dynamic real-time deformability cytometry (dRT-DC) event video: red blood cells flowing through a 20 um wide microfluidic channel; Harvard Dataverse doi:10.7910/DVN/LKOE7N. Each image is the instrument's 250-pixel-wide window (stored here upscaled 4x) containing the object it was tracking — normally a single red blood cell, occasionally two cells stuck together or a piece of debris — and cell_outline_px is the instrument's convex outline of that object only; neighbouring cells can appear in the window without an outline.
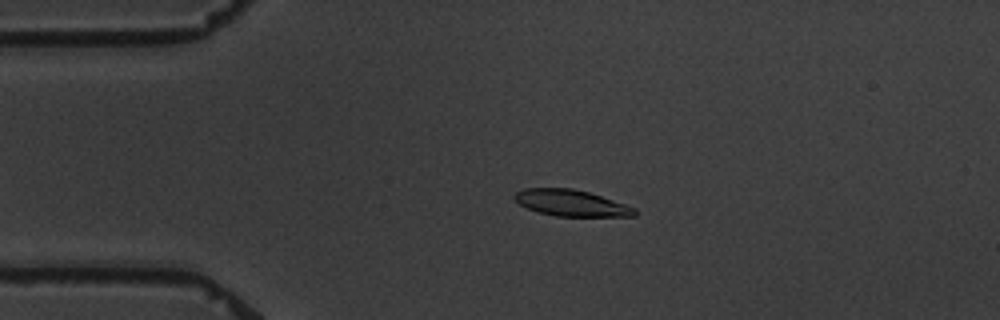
{"species": "common noctule bat (a hibernating species)", "species_latin": "Nyctalus noctula", "temperature_condition": "warm", "stored_images_in_passage": 4, "camera_frame_rate_fps": 3000, "um_per_image_px": 0.085, "animal": {"sex": "male", "body_mass_g": 19.5, "forearm_length_mm": 54.6}, "frame": {"image": 1, "passage_image": 3, "time_ms": 3.0, "image_size_px": [1000, 320], "cell_outline_px": [[636, 216], [556, 216], [536, 212], [520, 204], [512, 196], [516, 192], [524, 188], [572, 188], [588, 192], [636, 208]], "centroid_in_image_um": [48.52, 17.25], "position_along_channel_um": 36.5, "area_um2": 18.26}}